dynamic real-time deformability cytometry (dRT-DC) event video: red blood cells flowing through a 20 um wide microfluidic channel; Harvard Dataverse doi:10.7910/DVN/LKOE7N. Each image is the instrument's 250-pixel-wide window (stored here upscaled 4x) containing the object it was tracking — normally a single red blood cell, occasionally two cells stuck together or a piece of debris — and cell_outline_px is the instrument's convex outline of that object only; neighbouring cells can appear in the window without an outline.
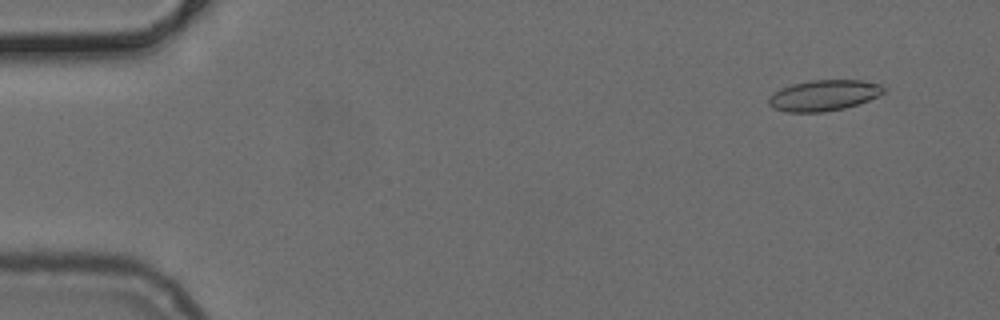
{"species": "common noctule bat (a hibernating species)", "species_latin": "Nyctalus noctula", "temperature_condition": "cold", "stored_images_in_passage": 51, "camera_frame_rate_fps": 3000, "um_per_image_px": 0.085, "animal": {"sex": "female", "body_mass_g": 24.6, "forearm_length_mm": 56.2}, "frame": {"image": 1, "passage_image": 4, "time_ms": 1.0, "image_size_px": [1000, 320], "cell_outline_px": [[884, 92], [868, 100], [844, 108], [824, 112], [784, 112], [772, 108], [768, 104], [768, 100], [780, 88], [792, 84], [808, 80], [864, 80], [880, 84], [884, 88]], "centroid_in_image_um": [70.0, 8.1], "position_along_channel_um": 15.0, "area_um2": 20.58}}
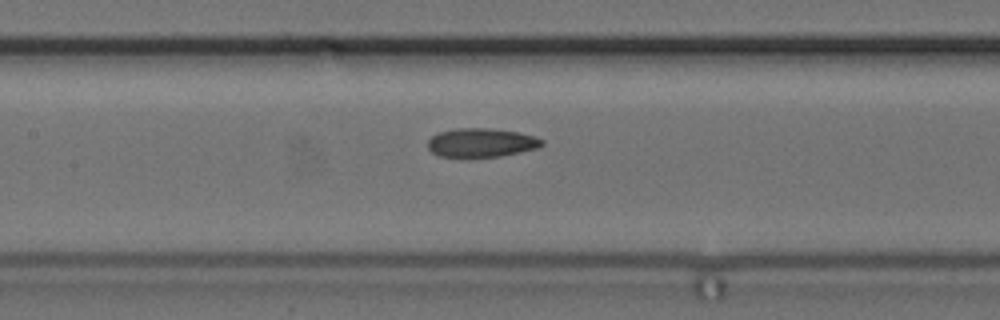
{"frame": {"image": 2, "passage_image": 24, "time_ms": 7.667, "image_size_px": [1000, 320], "cell_outline_px": [[544, 144], [540, 148], [500, 156], [468, 160], [440, 156], [432, 152], [428, 148], [428, 140], [432, 136], [440, 132], [456, 128], [492, 128], [516, 132], [536, 136], [544, 140]], "centroid_in_image_um": [40.91, 12.17], "position_along_channel_um": 166.5, "area_um2": 19.94}}
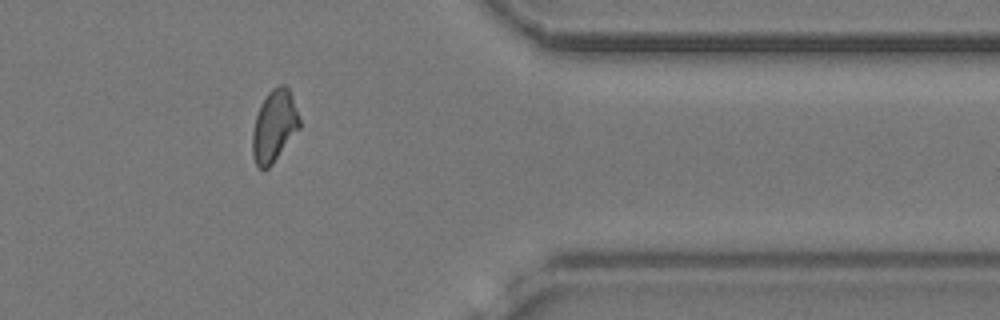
{"frame": {"image": 3, "passage_image": 42, "time_ms": 13.667, "image_size_px": [1000, 320], "cell_outline_px": [[300, 128], [272, 164], [268, 168], [260, 168], [256, 164], [252, 156], [252, 132], [256, 116], [260, 104], [268, 92], [272, 88], [280, 84], [284, 84], [288, 88], [300, 120]], "centroid_in_image_um": [23.29, 10.71], "position_along_channel_um": 388.1, "area_um2": 19.54}}